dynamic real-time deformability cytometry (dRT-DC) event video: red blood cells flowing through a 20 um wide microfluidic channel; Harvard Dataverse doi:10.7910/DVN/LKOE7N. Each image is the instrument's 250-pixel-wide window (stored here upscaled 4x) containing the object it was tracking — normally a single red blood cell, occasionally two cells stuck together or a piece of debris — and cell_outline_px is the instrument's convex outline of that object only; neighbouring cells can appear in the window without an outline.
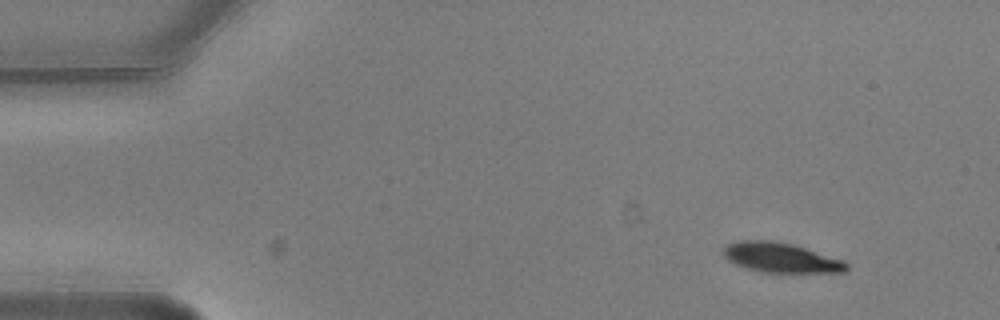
{"species": "common noctule bat (a hibernating species)", "species_latin": "Nyctalus noctula", "temperature_condition": "warm", "stored_images_in_passage": 4, "camera_frame_rate_fps": 3000, "um_per_image_px": 0.085, "animal": {"sex": "male", "body_mass_g": 20.5, "forearm_length_mm": 52.5}, "frame": {"image": 1, "passage_image": 1, "time_ms": 0.0, "image_size_px": [1000, 320], "cell_outline_px": [[848, 268], [844, 272], [760, 272], [736, 264], [728, 260], [724, 256], [724, 248], [728, 244], [740, 240], [772, 240], [792, 244], [844, 260], [848, 264]], "centroid_in_image_um": [66.38, 21.89], "position_along_channel_um": 18.6, "area_um2": 21.15}}
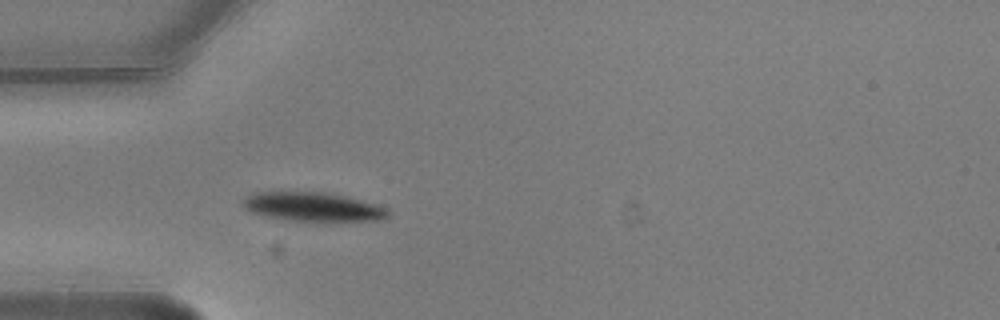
{"frame": {"image": 2, "passage_image": 4, "time_ms": 1.0, "image_size_px": [1000, 320], "cell_outline_px": [[388, 216], [384, 220], [292, 220], [268, 216], [252, 212], [244, 208], [244, 200], [248, 196], [256, 192], [320, 192], [344, 196], [372, 204], [384, 208], [388, 212]], "centroid_in_image_um": [26.56, 17.57], "position_along_channel_um": 58.4, "area_um2": 23.47}}